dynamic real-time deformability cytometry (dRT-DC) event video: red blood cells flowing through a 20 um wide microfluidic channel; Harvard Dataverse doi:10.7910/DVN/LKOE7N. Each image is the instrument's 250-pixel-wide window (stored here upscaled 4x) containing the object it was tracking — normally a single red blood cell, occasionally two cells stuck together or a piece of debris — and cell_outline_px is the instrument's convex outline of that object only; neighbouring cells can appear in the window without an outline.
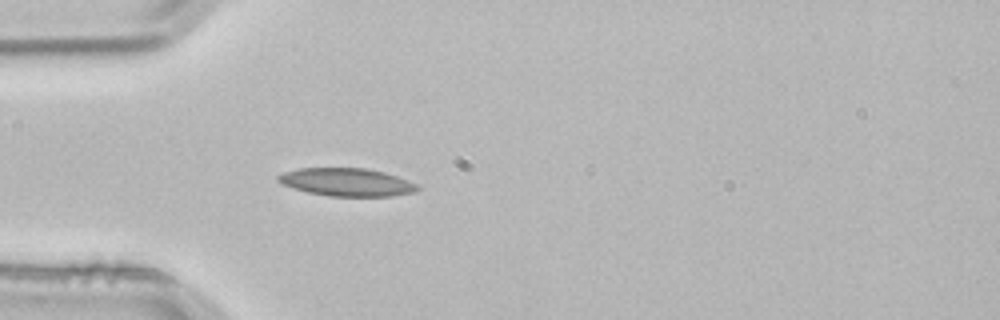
{"species": "common noctule bat (a hibernating species)", "species_latin": "Nyctalus noctula", "temperature_condition": "room temperature", "stored_images_in_passage": 3, "camera_frame_rate_fps": 3000, "um_per_image_px": 0.085, "animal": {"sex": "male", "body_mass_g": 21.5, "forearm_length_mm": 52.0}, "frame": {"image": 1, "passage_image": 3, "time_ms": 0.667, "image_size_px": [1000, 320], "cell_outline_px": [[420, 188], [412, 192], [392, 196], [328, 196], [308, 192], [292, 188], [276, 180], [276, 176], [284, 172], [300, 168], [364, 168], [384, 172], [408, 180], [416, 184]], "centroid_in_image_um": [29.45, 15.48], "position_along_channel_um": 55.6, "area_um2": 22.54}}